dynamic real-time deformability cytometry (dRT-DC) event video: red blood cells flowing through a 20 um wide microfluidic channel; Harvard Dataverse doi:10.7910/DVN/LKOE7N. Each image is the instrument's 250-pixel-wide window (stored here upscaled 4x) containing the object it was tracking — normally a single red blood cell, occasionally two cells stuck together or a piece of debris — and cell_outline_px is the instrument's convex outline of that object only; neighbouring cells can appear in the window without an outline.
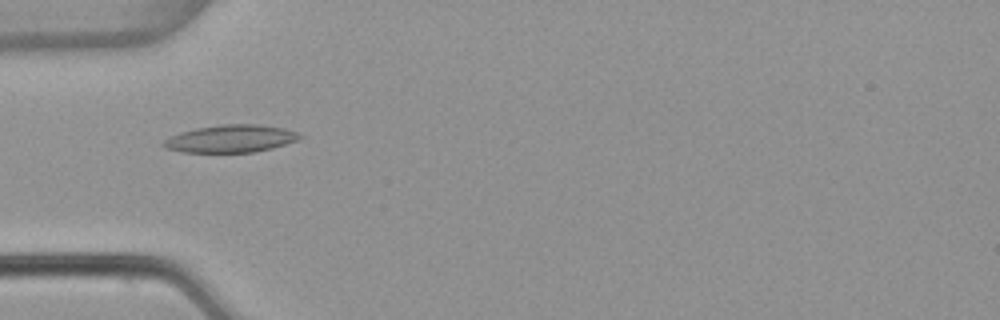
{"species": "common noctule bat (a hibernating species)", "species_latin": "Nyctalus noctula", "temperature_condition": "warm", "stored_images_in_passage": 53, "camera_frame_rate_fps": 3000, "um_per_image_px": 0.085, "animal": {"sex": "female", "body_mass_g": 22.7, "forearm_length_mm": 54.2}, "frame": {"image": 1, "passage_image": 17, "time_ms": 5.333, "image_size_px": [1000, 320], "cell_outline_px": [[304, 136], [296, 140], [272, 148], [252, 152], [184, 152], [164, 148], [160, 144], [164, 140], [180, 132], [196, 128], [224, 124], [256, 124], [284, 128], [296, 132]], "centroid_in_image_um": [19.59, 11.78], "position_along_channel_um": 65.4, "area_um2": 21.68}}
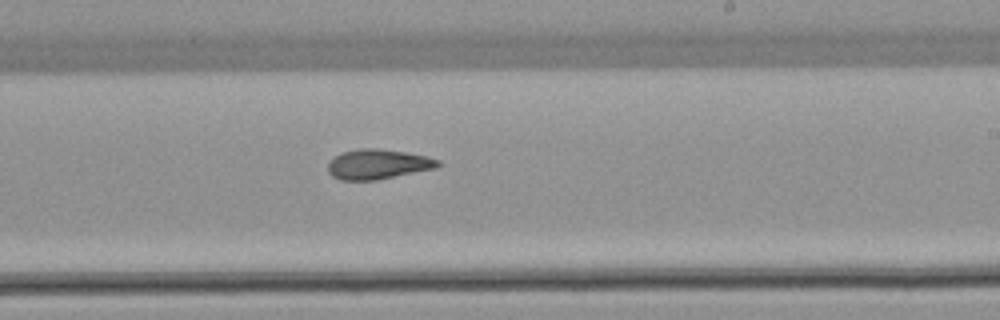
{"frame": {"image": 2, "passage_image": 32, "time_ms": 10.333, "image_size_px": [1000, 320], "cell_outline_px": [[440, 164], [436, 168], [376, 180], [340, 180], [332, 176], [328, 172], [328, 160], [340, 152], [360, 148], [380, 148], [428, 156], [440, 160]], "centroid_in_image_um": [32.09, 13.95], "position_along_channel_um": 256.9, "area_um2": 19.36}}
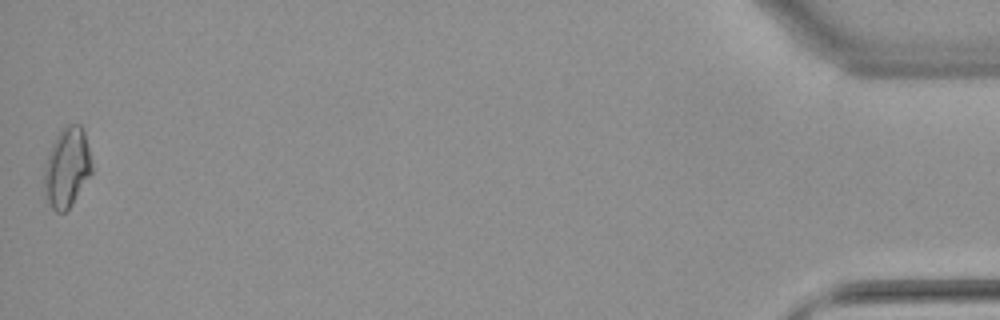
{"frame": {"image": 3, "passage_image": 53, "time_ms": 17.333, "image_size_px": [1000, 320], "cell_outline_px": [[92, 172], [72, 204], [64, 212], [56, 212], [52, 208], [44, 196], [44, 168], [48, 152], [60, 128], [64, 124], [80, 124], [84, 132], [92, 164]], "centroid_in_image_um": [5.67, 14.22], "position_along_channel_um": 429.5, "area_um2": 22.2}, "authors_computed_cell_mechanics": {"area_um2": 19.8254, "velocity_mm_per_s": 3.8331, "shape_relaxation_time_tau1_ms": null, "shape_relaxation_time_tau2_ms": 5.1513, "deformation_change_tau1": null, "deformation_change_tau2": 0.1281}}